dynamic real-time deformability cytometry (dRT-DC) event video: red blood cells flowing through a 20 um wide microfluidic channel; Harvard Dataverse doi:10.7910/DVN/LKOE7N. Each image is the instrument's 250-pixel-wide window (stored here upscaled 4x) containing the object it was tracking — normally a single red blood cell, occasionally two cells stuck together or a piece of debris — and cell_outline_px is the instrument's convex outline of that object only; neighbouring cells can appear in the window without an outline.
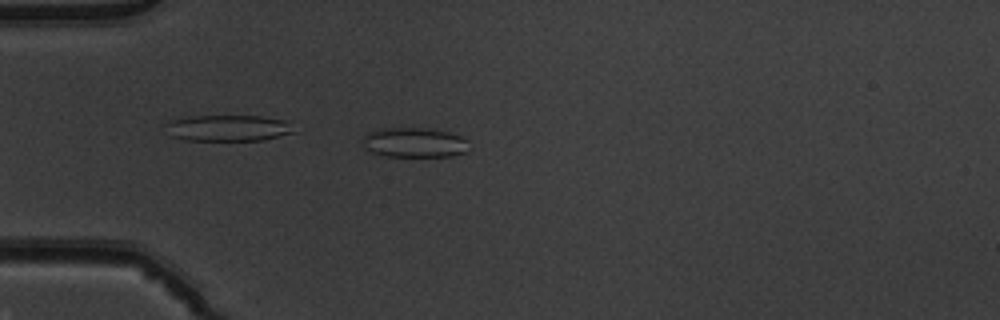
{"species": "common noctule bat (a hibernating species)", "species_latin": "Nyctalus noctula", "temperature_condition": "warm", "stored_images_in_passage": 38, "camera_frame_rate_fps": 3000, "um_per_image_px": 0.085, "animal": {"sex": "male", "body_mass_g": 19.5, "forearm_length_mm": 54.6}, "frame": {"image": 1, "passage_image": 1, "time_ms": 0.0, "image_size_px": [1000, 320], "cell_outline_px": [[468, 152], [452, 156], [388, 156], [372, 152], [364, 148], [364, 136], [368, 132], [380, 128], [428, 128], [448, 132], [460, 136], [468, 140]], "centroid_in_image_um": [35.25, 12.11], "position_along_channel_um": 49.8, "area_um2": 18.5}}
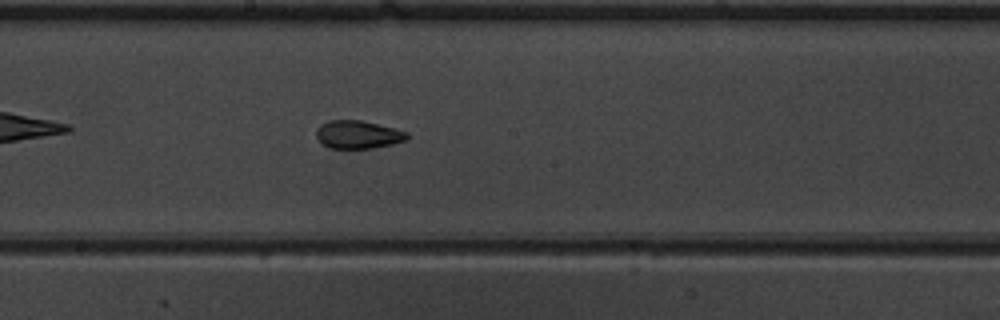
{"frame": {"image": 2, "passage_image": 15, "time_ms": 4.667, "image_size_px": [1000, 320], "cell_outline_px": [[408, 140], [392, 144], [372, 148], [328, 148], [316, 136], [316, 128], [320, 124], [328, 120], [360, 120], [396, 128], [408, 132]], "centroid_in_image_um": [30.44, 11.43], "position_along_channel_um": 217.8, "area_um2": 14.91}}
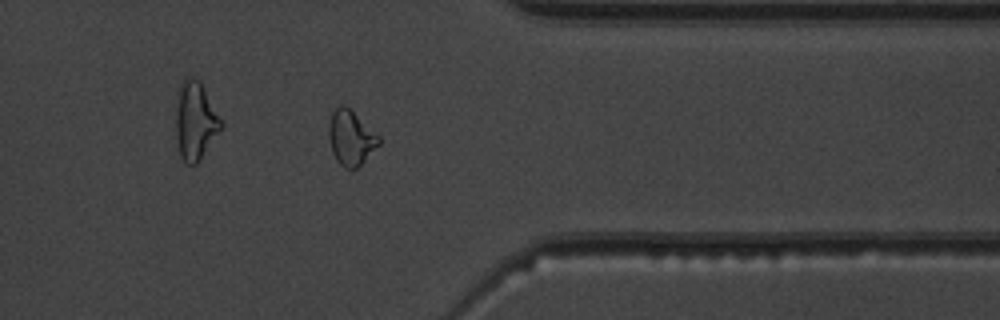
{"frame": {"image": 3, "passage_image": 28, "time_ms": 9.0, "image_size_px": [1000, 320], "cell_outline_px": [[380, 144], [356, 168], [344, 168], [336, 160], [332, 152], [328, 136], [328, 124], [332, 112], [340, 104], [344, 104], [380, 136]], "centroid_in_image_um": [29.8, 11.7], "position_along_channel_um": 381.6, "area_um2": 15.9}, "authors_computed_cell_mechanics": {"area_um2": 15.3459, "velocity_mm_per_s": 3.941, "shape_relaxation_time_tau1_ms": null, "shape_relaxation_time_tau2_ms": 1.4544, "deformation_change_tau1": null, "deformation_change_tau2": 0.0674}}